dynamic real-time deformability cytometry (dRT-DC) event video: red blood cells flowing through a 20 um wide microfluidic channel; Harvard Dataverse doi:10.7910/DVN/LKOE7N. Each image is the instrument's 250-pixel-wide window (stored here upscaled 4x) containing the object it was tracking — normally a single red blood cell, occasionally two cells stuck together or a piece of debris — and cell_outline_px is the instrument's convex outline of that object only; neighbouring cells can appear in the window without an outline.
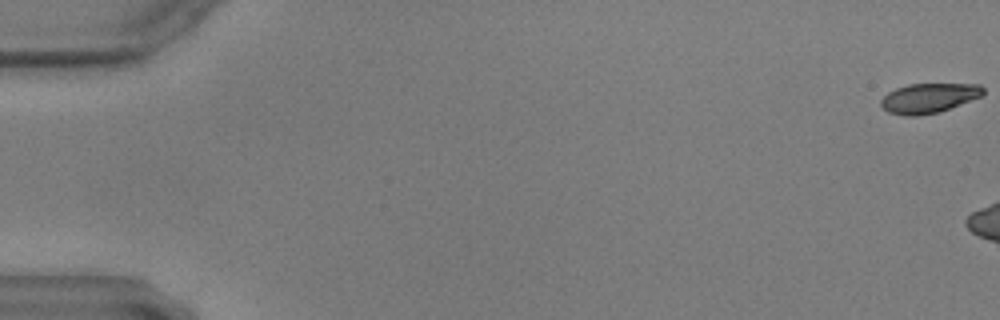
{"species": "common noctule bat (a hibernating species)", "species_latin": "Nyctalus noctula", "temperature_condition": "warm", "stored_images_in_passage": 8, "camera_frame_rate_fps": 3000, "um_per_image_px": 0.085, "animal": {"sex": "male", "body_mass_g": 17.9, "forearm_length_mm": 54.2}, "frame": {"image": 1, "passage_image": 1, "time_ms": 0.0, "image_size_px": [1000, 320], "cell_outline_px": [[984, 92], [980, 96], [940, 112], [916, 116], [904, 116], [888, 112], [880, 104], [880, 100], [888, 92], [896, 88], [908, 84], [980, 84], [984, 88]], "centroid_in_image_um": [78.92, 8.34], "position_along_channel_um": 6.1, "area_um2": 17.63}}